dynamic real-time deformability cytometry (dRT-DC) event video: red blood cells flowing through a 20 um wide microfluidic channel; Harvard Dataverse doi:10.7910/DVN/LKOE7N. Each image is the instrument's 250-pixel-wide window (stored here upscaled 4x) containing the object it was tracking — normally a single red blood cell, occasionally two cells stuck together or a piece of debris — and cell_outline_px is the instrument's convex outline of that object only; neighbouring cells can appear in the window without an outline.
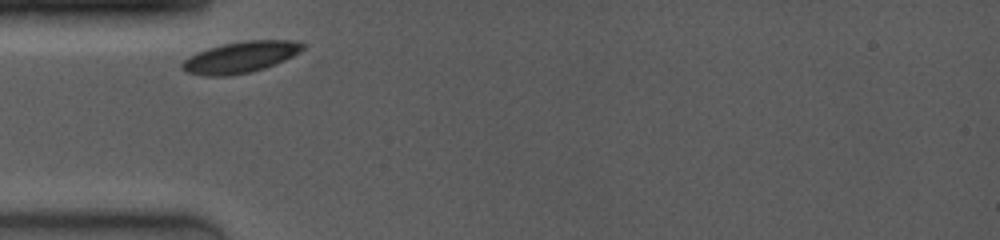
{"species": "common noctule bat (a hibernating species)", "species_latin": "Nyctalus noctula", "temperature_condition": "room temperature", "stored_images_in_passage": 24, "camera_frame_rate_fps": 4000, "um_per_image_px": 0.085, "animal": {"sex": "female", "body_mass_g": 19.0, "forearm_length_mm": 53.3}, "frame": {"image": 1, "passage_image": 1, "time_ms": 0.0, "image_size_px": [1000, 240], "cell_outline_px": [[304, 48], [292, 56], [284, 60], [264, 68], [252, 72], [224, 76], [208, 76], [188, 72], [180, 68], [180, 64], [184, 60], [208, 48], [224, 44], [248, 40], [288, 40], [304, 44]], "centroid_in_image_um": [20.43, 4.87], "position_along_channel_um": 64.6, "area_um2": 21.5}}
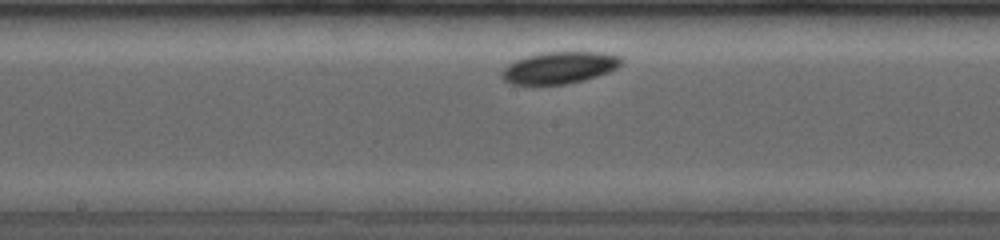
{"frame": {"image": 2, "passage_image": 10, "time_ms": 3.75, "image_size_px": [1000, 240], "cell_outline_px": [[620, 64], [616, 68], [608, 72], [584, 80], [564, 84], [512, 84], [504, 80], [504, 68], [508, 64], [516, 60], [528, 56], [548, 52], [596, 52], [616, 56], [620, 60]], "centroid_in_image_um": [47.53, 5.76], "position_along_channel_um": 200.7, "area_um2": 21.44}}
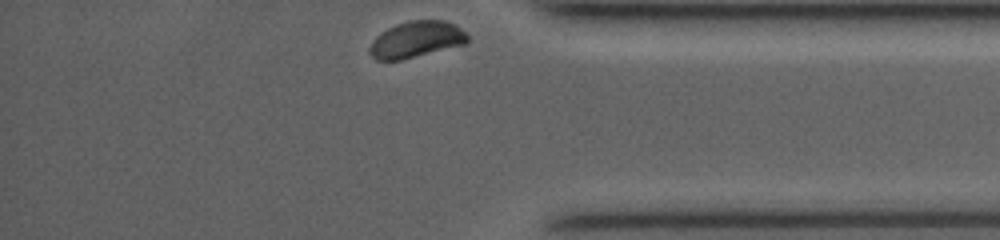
{"frame": {"image": 3, "passage_image": 24, "time_ms": 9.25, "image_size_px": [1000, 240], "cell_outline_px": [[468, 40], [464, 44], [400, 60], [376, 60], [368, 52], [368, 48], [372, 40], [376, 36], [388, 28], [396, 24], [412, 20], [444, 20], [460, 28], [468, 36]], "centroid_in_image_um": [35.33, 3.36], "position_along_channel_um": 399.9, "area_um2": 20.46}, "authors_computed_cell_mechanics": {"area_um2": 21.3282, "velocity_mm_per_s": 3.6796, "shape_relaxation_time_tau1_ms": 0.675, "shape_relaxation_time_tau2_ms": null, "deformation_change_tau1": 0.0459, "deformation_change_tau2": null}}